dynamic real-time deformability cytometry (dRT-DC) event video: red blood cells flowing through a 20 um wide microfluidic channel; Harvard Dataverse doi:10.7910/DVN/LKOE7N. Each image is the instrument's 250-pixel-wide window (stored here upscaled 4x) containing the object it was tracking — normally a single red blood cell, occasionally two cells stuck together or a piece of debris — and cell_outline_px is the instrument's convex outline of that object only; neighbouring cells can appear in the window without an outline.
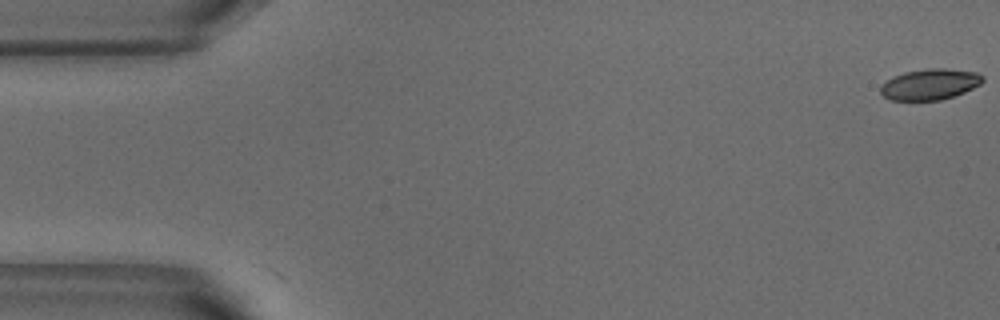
{"species": "common noctule bat (a hibernating species)", "species_latin": "Nyctalus noctula", "temperature_condition": "warm", "stored_images_in_passage": 10, "camera_frame_rate_fps": 3000, "um_per_image_px": 0.085, "animal": {"sex": "male", "body_mass_g": 18.8}, "frame": {"image": 1, "passage_image": 1, "time_ms": 0.0, "image_size_px": [1000, 320], "cell_outline_px": [[984, 80], [980, 84], [964, 92], [940, 100], [888, 100], [880, 92], [880, 84], [892, 76], [904, 72], [928, 68], [944, 68], [976, 72], [984, 76]], "centroid_in_image_um": [79.01, 7.16], "position_along_channel_um": 6.0, "area_um2": 18.5}}